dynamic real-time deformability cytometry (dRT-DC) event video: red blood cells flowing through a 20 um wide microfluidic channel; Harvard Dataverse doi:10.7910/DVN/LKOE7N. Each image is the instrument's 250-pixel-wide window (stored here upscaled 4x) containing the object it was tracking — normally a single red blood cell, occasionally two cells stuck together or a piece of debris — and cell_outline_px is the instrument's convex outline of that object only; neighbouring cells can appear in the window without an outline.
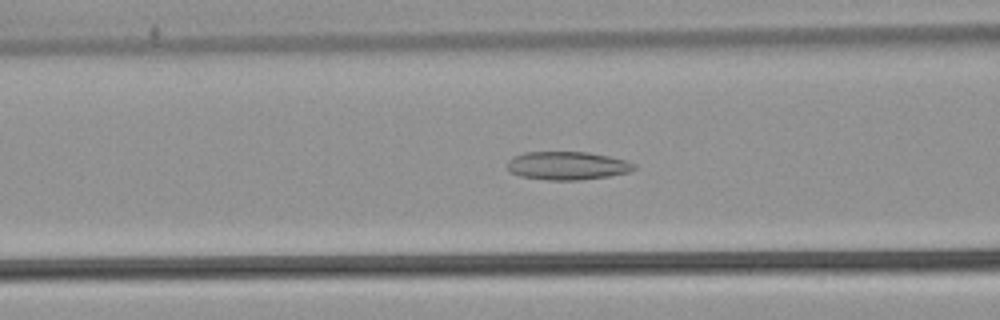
{"species": "common noctule bat (a hibernating species)", "species_latin": "Nyctalus noctula", "temperature_condition": "warm", "stored_images_in_passage": 40, "camera_frame_rate_fps": 3000, "um_per_image_px": 0.085, "animal": {"sex": "male", "body_mass_g": 21.5, "forearm_length_mm": 52.0}, "frame": {"image": 1, "passage_image": 13, "time_ms": 4.0, "image_size_px": [1000, 320], "cell_outline_px": [[636, 168], [628, 172], [608, 176], [580, 180], [548, 180], [520, 176], [512, 172], [508, 168], [508, 160], [524, 152], [588, 152], [608, 156], [624, 160], [636, 164]], "centroid_in_image_um": [48.23, 14.08], "position_along_channel_um": 118.4, "area_um2": 20.69}}
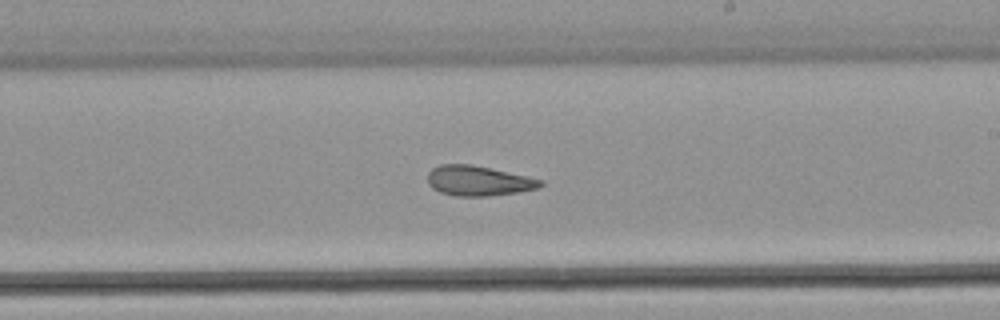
{"frame": {"image": 2, "passage_image": 23, "time_ms": 7.333, "image_size_px": [1000, 320], "cell_outline_px": [[544, 184], [540, 188], [516, 192], [488, 196], [452, 196], [440, 192], [432, 188], [428, 184], [428, 172], [432, 168], [440, 164], [472, 164], [544, 180]], "centroid_in_image_um": [40.65, 15.37], "position_along_channel_um": 248.4, "area_um2": 19.83}}
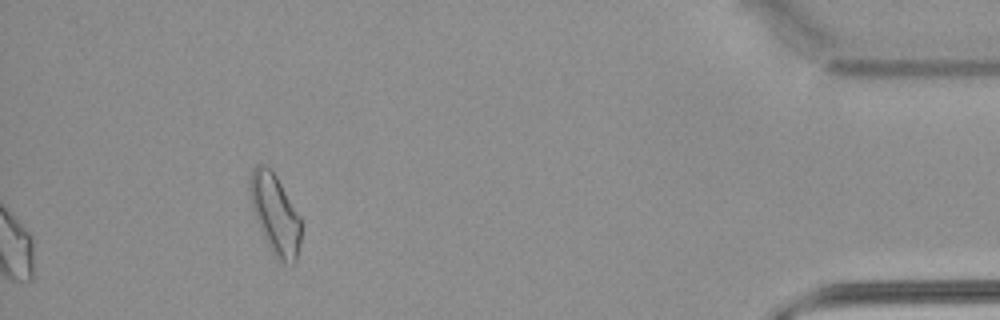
{"frame": {"image": 3, "passage_image": 40, "time_ms": 13.0, "image_size_px": [1000, 320], "cell_outline_px": [[300, 244], [296, 264], [284, 264], [272, 252], [260, 228], [252, 208], [248, 188], [248, 180], [252, 168], [256, 164], [264, 164], [276, 176], [300, 216]], "centroid_in_image_um": [23.37, 18.19], "position_along_channel_um": 411.8, "area_um2": 23.7}, "authors_computed_cell_mechanics": {"area_um2": 21.5594, "velocity_mm_per_s": 3.9145, "shape_relaxation_time_tau1_ms": null, "shape_relaxation_time_tau2_ms": 3.4283, "deformation_change_tau1": null, "deformation_change_tau2": 0.1063}}